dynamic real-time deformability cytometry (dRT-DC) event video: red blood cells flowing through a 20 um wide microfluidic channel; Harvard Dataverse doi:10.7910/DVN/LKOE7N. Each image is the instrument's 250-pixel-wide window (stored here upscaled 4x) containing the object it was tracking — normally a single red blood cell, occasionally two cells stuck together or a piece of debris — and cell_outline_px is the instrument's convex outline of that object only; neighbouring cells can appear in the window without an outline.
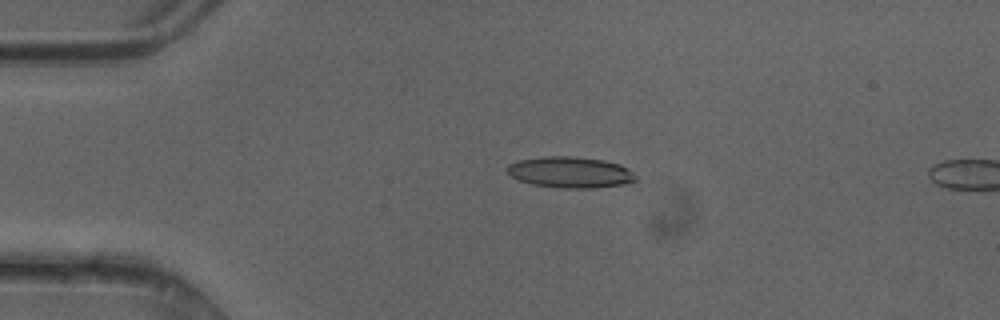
{"species": "common noctule bat (a hibernating species)", "species_latin": "Nyctalus noctula", "temperature_condition": "cold", "stored_images_in_passage": 12, "camera_frame_rate_fps": 3000, "um_per_image_px": 0.085, "animal": {"sex": "female"}, "frame": {"image": 1, "passage_image": 9, "time_ms": 2.667, "image_size_px": [1000, 320], "cell_outline_px": [[636, 180], [620, 184], [592, 188], [560, 188], [532, 184], [520, 180], [512, 176], [508, 172], [508, 164], [520, 160], [544, 156], [568, 156], [604, 160], [620, 164], [628, 168], [636, 176]], "centroid_in_image_um": [48.47, 14.64], "position_along_channel_um": 36.5, "area_um2": 23.0}}